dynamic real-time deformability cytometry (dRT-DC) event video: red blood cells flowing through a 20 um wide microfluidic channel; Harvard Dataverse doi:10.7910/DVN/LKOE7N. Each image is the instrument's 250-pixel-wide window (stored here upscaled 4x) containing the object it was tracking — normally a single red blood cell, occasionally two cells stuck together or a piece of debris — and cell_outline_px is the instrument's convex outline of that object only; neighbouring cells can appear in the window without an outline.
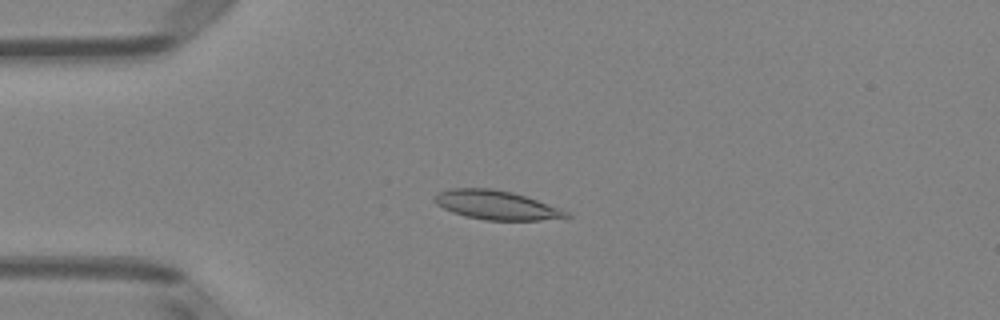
{"species": "Egyptian fruit bat (a non-hibernating species)", "species_latin": "Rousettus aegyptiacus", "temperature_condition": "room temperature", "stored_images_in_passage": 42, "camera_frame_rate_fps": 3000, "um_per_image_px": 0.085, "animal": {"sex": "female"}, "frame": {"image": 1, "passage_image": 4, "time_ms": 1.0, "image_size_px": [1000, 320], "cell_outline_px": [[572, 216], [540, 220], [484, 220], [464, 216], [452, 212], [436, 204], [432, 196], [436, 192], [448, 188], [492, 188], [512, 192], [560, 208], [568, 212]], "centroid_in_image_um": [42.11, 17.42], "position_along_channel_um": 42.9, "area_um2": 22.31}}
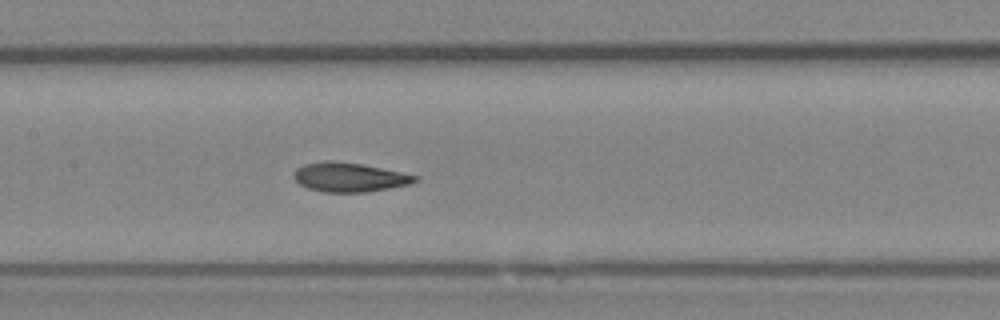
{"frame": {"image": 2, "passage_image": 16, "time_ms": 5.0, "image_size_px": [1000, 320], "cell_outline_px": [[420, 180], [408, 184], [392, 188], [368, 192], [324, 192], [308, 188], [300, 184], [292, 176], [296, 168], [304, 164], [328, 160], [332, 160], [360, 164], [420, 176]], "centroid_in_image_um": [29.7, 15.07], "position_along_channel_um": 177.7, "area_um2": 20.63}}
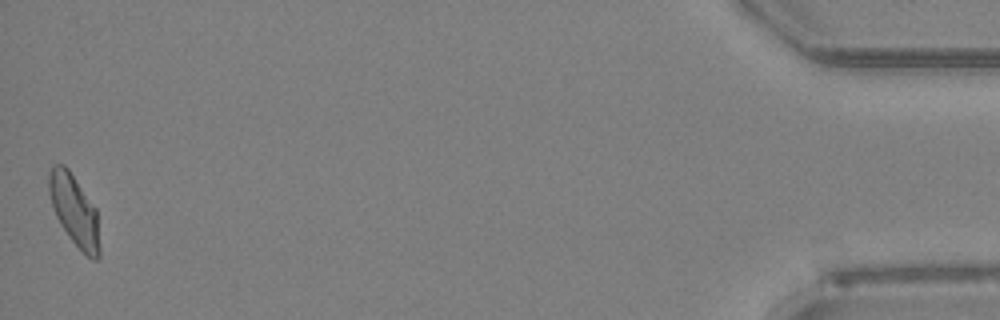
{"frame": {"image": 3, "passage_image": 42, "time_ms": 13.667, "image_size_px": [1000, 320], "cell_outline_px": [[100, 256], [96, 260], [92, 260], [68, 236], [60, 224], [56, 216], [48, 192], [48, 172], [52, 164], [64, 164], [68, 168], [96, 208], [100, 248]], "centroid_in_image_um": [6.31, 17.85], "position_along_channel_um": 428.9, "area_um2": 20.92}, "authors_computed_cell_mechanics": {"area_um2": 20.7791, "velocity_mm_per_s": 3.9675, "shape_relaxation_time_tau1_ms": null, "shape_relaxation_time_tau2_ms": 1.6425, "deformation_change_tau1": null, "deformation_change_tau2": 0.0553}}